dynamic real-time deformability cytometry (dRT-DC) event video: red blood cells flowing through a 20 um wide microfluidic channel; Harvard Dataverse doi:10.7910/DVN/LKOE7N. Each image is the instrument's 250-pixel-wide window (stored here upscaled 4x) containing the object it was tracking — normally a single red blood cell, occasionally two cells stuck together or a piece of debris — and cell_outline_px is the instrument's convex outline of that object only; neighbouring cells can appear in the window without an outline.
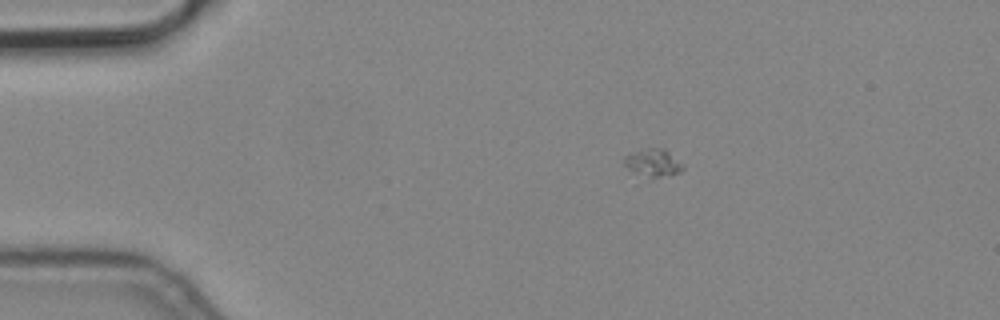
{"species": "common noctule bat (a hibernating species)", "species_latin": "Nyctalus noctula", "temperature_condition": "cold", "stored_images_in_passage": 2, "camera_frame_rate_fps": 3000, "um_per_image_px": 0.085, "animal": {"sex": "male", "body_mass_g": 19.2, "forearm_length_mm": 51.8}, "frame": {"image": 1, "passage_image": 1, "time_ms": 0.0, "image_size_px": [1000, 320], "cell_outline_px": [[684, 168], [680, 172], [636, 184], [624, 164], [624, 156], [648, 148], [664, 148], [684, 164]], "centroid_in_image_um": [55.41, 13.98], "position_along_channel_um": 29.6, "area_um2": 10.58}}